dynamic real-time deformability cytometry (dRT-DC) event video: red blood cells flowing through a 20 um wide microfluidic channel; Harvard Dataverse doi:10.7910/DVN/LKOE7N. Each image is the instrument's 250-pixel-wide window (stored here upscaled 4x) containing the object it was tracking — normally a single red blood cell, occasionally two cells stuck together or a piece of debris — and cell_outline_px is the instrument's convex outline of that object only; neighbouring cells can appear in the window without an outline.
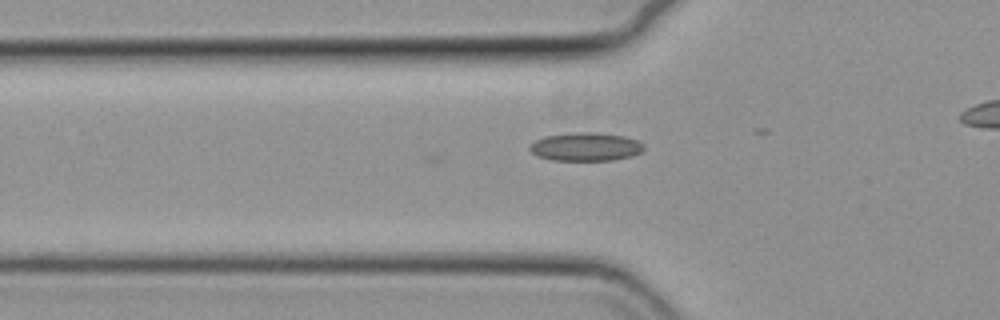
{"species": "common noctule bat (a hibernating species)", "species_latin": "Nyctalus noctula", "temperature_condition": "cold", "stored_images_in_passage": 12, "camera_frame_rate_fps": 3000, "um_per_image_px": 0.085, "animal": {"sex": "female", "body_mass_g": 19.3, "forearm_length_mm": 54.1}, "frame": {"image": 1, "passage_image": 4, "time_ms": 1.0, "image_size_px": [1000, 320], "cell_outline_px": [[644, 148], [640, 152], [632, 156], [612, 160], [552, 160], [536, 156], [528, 148], [536, 140], [544, 136], [576, 132], [596, 132], [624, 136], [636, 140], [644, 144]], "centroid_in_image_um": [49.78, 12.47], "position_along_channel_um": 76.0, "area_um2": 18.84}}
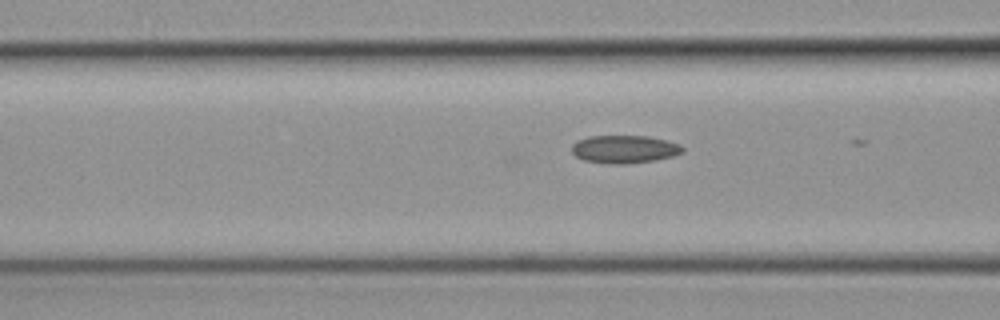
{"frame": {"image": 2, "passage_image": 7, "time_ms": 2.0, "image_size_px": [1000, 320], "cell_outline_px": [[684, 152], [672, 156], [656, 160], [628, 164], [612, 164], [584, 160], [576, 156], [572, 152], [572, 144], [576, 140], [588, 136], [648, 136], [680, 144], [684, 148]], "centroid_in_image_um": [53.07, 12.68], "position_along_channel_um": 113.5, "area_um2": 18.09}}
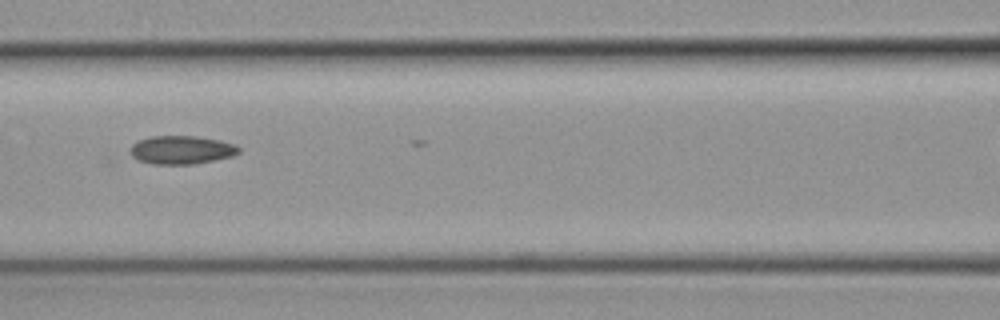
{"frame": {"image": 3, "passage_image": 10, "time_ms": 3.0, "image_size_px": [1000, 320], "cell_outline_px": [[240, 152], [232, 156], [192, 164], [152, 164], [140, 160], [132, 156], [128, 152], [128, 148], [136, 140], [152, 136], [196, 136], [220, 140], [236, 144], [240, 148]], "centroid_in_image_um": [15.39, 12.73], "position_along_channel_um": 151.2, "area_um2": 18.09}}